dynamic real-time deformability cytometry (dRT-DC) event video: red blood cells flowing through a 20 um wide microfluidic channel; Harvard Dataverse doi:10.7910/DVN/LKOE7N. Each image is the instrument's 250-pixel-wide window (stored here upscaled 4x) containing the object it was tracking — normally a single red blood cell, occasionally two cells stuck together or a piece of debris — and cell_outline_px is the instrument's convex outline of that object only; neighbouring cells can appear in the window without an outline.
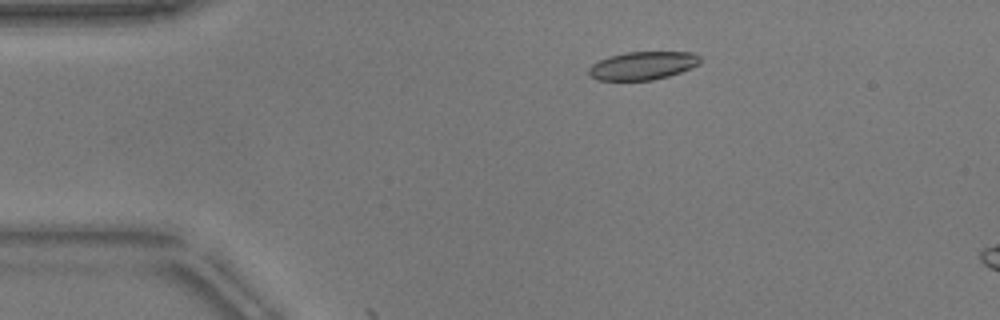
{"species": "common noctule bat (a hibernating species)", "species_latin": "Nyctalus noctula", "temperature_condition": "warm", "stored_images_in_passage": 4, "camera_frame_rate_fps": 3000, "um_per_image_px": 0.085, "animal": {"sex": "male", "body_mass_g": 17.9}, "frame": {"image": 1, "passage_image": 1, "time_ms": 0.0, "image_size_px": [1000, 320], "cell_outline_px": [[700, 64], [692, 68], [668, 76], [652, 80], [596, 80], [588, 76], [588, 68], [592, 64], [608, 56], [624, 52], [692, 52], [700, 56]], "centroid_in_image_um": [54.61, 5.58], "position_along_channel_um": 30.4, "area_um2": 18.44}}